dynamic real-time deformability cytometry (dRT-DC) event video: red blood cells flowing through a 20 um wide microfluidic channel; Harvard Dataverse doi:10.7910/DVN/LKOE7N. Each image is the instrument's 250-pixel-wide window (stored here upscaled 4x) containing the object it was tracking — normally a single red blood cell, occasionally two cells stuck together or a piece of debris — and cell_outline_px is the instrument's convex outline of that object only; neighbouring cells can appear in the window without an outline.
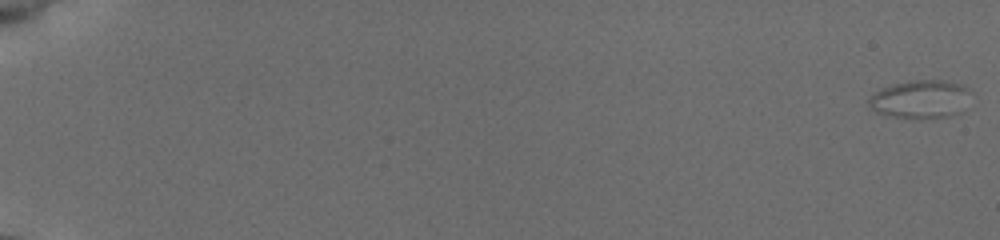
{"species": "common noctule bat (a hibernating species)", "species_latin": "Nyctalus noctula", "temperature_condition": "cold", "stored_images_in_passage": 48, "camera_frame_rate_fps": 3000, "um_per_image_px": 0.085, "animal": {"sex": "female", "body_mass_g": 19.5, "forearm_length_mm": 54.1}, "frame": {"image": 1, "passage_image": 1, "time_ms": 0.0, "image_size_px": [1000, 240], "cell_outline_px": [[968, 88], [948, 112], [944, 116], [896, 116], [876, 112], [868, 104], [868, 100], [876, 92], [884, 88], [896, 84], [916, 80], [940, 80], [960, 84]], "centroid_in_image_um": [77.99, 8.36], "position_along_channel_um": 7.0, "area_um2": 19.94}}
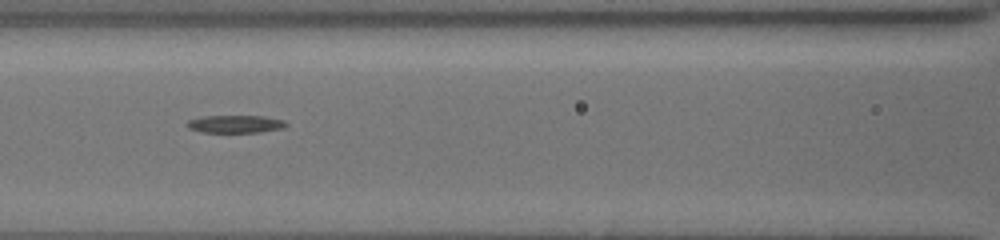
{"frame": {"image": 2, "passage_image": 29, "time_ms": 9.333, "image_size_px": [1000, 240], "cell_outline_px": [[288, 124], [284, 128], [260, 132], [204, 132], [188, 128], [184, 124], [188, 120], [204, 116], [264, 116], [284, 120]], "centroid_in_image_um": [20.01, 10.54], "position_along_channel_um": 146.6, "area_um2": 10.23}}
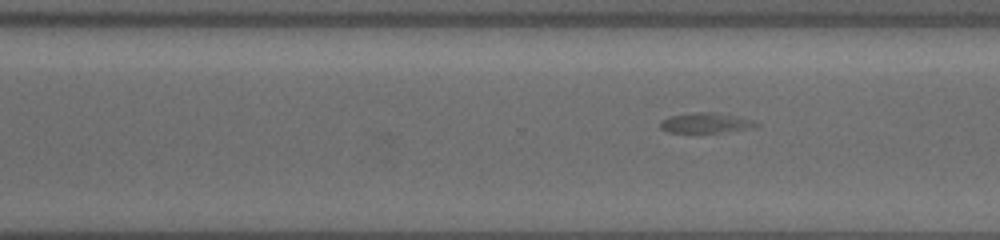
{"frame": {"image": 3, "passage_image": 42, "time_ms": 13.667, "image_size_px": [1000, 240], "cell_outline_px": [[760, 124], [720, 132], [668, 132], [660, 128], [660, 124], [664, 120], [672, 116], [700, 112], [712, 112], [748, 120]], "centroid_in_image_um": [59.83, 10.45], "position_along_channel_um": 310.8, "area_um2": 10.23}, "authors_computed_cell_mechanics": {"area_um2": 10.982, "velocity_mm_per_s": 3.805, "shape_relaxation_time_tau1_ms": null, "shape_relaxation_time_tau2_ms": 4.6166, "deformation_change_tau1": null, "deformation_change_tau2": 0.0617}}